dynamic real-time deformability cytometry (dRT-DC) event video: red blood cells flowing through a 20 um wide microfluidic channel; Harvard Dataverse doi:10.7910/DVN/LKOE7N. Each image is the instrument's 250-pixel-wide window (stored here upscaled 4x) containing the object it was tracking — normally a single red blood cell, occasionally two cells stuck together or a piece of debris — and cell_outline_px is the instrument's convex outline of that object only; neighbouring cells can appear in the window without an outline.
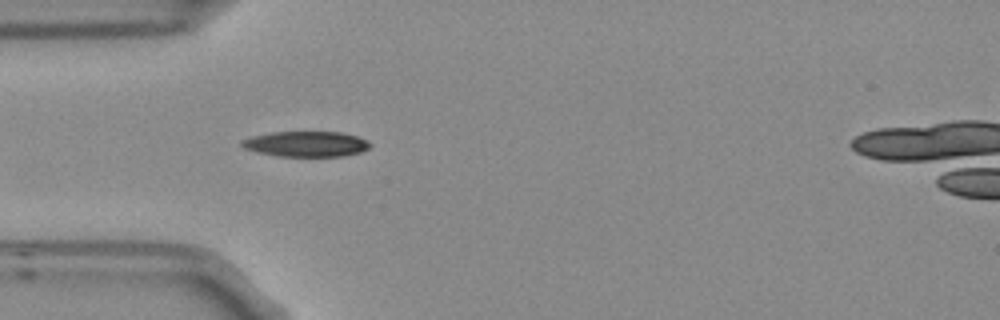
{"species": "Egyptian fruit bat (a non-hibernating species)", "species_latin": "Rousettus aegyptiacus", "temperature_condition": "room temperature", "stored_images_in_passage": 1, "camera_frame_rate_fps": 3000, "um_per_image_px": 0.085, "frame": {"image": 1, "passage_image": 1, "time_ms": 0.0, "image_size_px": [1000, 320], "cell_outline_px": [[372, 144], [368, 148], [360, 152], [344, 156], [280, 156], [256, 152], [244, 148], [240, 144], [240, 140], [252, 136], [272, 132], [340, 132], [356, 136], [368, 140]], "centroid_in_image_um": [26.01, 12.24], "position_along_channel_um": 59.0, "area_um2": 19.02}}